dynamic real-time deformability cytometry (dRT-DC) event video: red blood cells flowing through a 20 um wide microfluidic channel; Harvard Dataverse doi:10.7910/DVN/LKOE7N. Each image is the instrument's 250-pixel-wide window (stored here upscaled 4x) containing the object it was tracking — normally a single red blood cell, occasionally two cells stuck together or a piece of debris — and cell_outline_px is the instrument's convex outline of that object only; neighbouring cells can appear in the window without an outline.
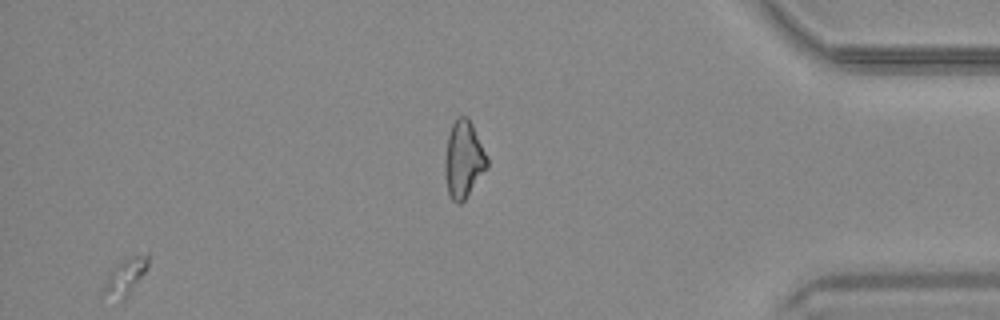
{"species": "common noctule bat (a hibernating species)", "species_latin": "Nyctalus noctula", "temperature_condition": "warm", "stored_images_in_passage": 33, "segment_of_instrument_passage": [2, 2], "camera_frame_rate_fps": 3000, "um_per_image_px": 0.085, "animal": {"sex": "male", "body_mass_g": 20.4}, "frame": {"image": 1, "passage_image": 31, "time_ms": 10.0, "image_size_px": [1000, 320], "cell_outline_px": [[148, 268], [128, 296], [124, 300], [100, 300], [100, 292], [112, 268], [120, 260], [132, 256], [148, 252]], "centroid_in_image_um": [10.58, 23.59], "position_along_channel_um": 424.6, "area_um2": 10.12}}